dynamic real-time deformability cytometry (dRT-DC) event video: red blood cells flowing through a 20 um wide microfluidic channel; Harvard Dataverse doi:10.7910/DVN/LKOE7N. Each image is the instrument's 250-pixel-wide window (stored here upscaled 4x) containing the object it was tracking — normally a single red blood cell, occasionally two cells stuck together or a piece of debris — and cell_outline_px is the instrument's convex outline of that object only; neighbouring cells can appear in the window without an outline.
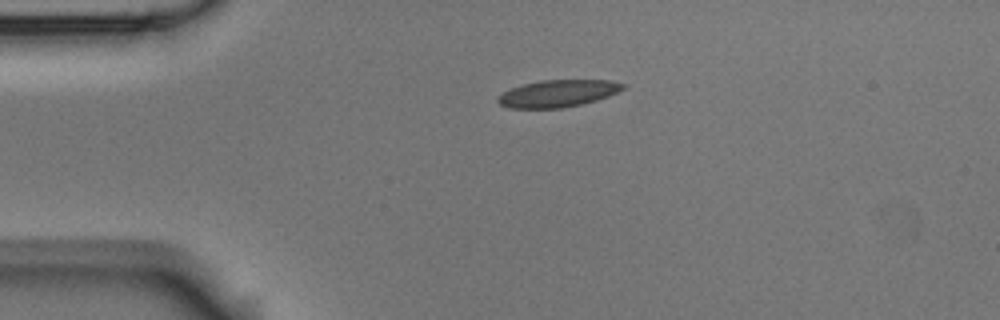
{"species": "Egyptian fruit bat (a non-hibernating species)", "species_latin": "Rousettus aegyptiacus", "temperature_condition": "room temperature", "stored_images_in_passage": 2, "camera_frame_rate_fps": 3000, "um_per_image_px": 0.085, "animal": {"sex": "male"}, "frame": {"image": 1, "passage_image": 1, "time_ms": 0.0, "image_size_px": [1000, 320], "cell_outline_px": [[628, 84], [624, 88], [608, 96], [596, 100], [580, 104], [560, 108], [508, 108], [500, 104], [496, 100], [496, 96], [512, 88], [524, 84], [540, 80], [612, 80]], "centroid_in_image_um": [47.41, 7.94], "position_along_channel_um": 37.6, "area_um2": 19.71}}